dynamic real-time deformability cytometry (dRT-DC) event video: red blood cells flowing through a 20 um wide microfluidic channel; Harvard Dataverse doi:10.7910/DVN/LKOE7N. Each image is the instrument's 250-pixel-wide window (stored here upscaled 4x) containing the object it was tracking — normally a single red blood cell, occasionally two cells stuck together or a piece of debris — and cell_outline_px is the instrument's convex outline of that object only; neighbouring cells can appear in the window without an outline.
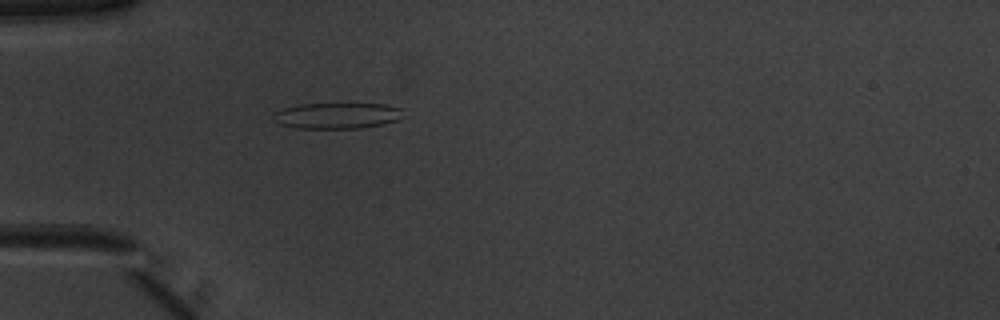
{"species": "common noctule bat (a hibernating species)", "species_latin": "Nyctalus noctula", "temperature_condition": "warm", "stored_images_in_passage": 52, "camera_frame_rate_fps": 3000, "um_per_image_px": 0.085, "animal": {"sex": "male", "body_mass_g": 20.1, "forearm_length_mm": 53.5}, "frame": {"image": 1, "passage_image": 16, "time_ms": 5.0, "image_size_px": [1000, 320], "cell_outline_px": [[404, 108], [396, 120], [384, 124], [360, 128], [296, 128], [280, 124], [272, 120], [272, 112], [284, 108], [300, 104], [384, 104]], "centroid_in_image_um": [28.59, 9.83], "position_along_channel_um": 56.4, "area_um2": 19.59}}
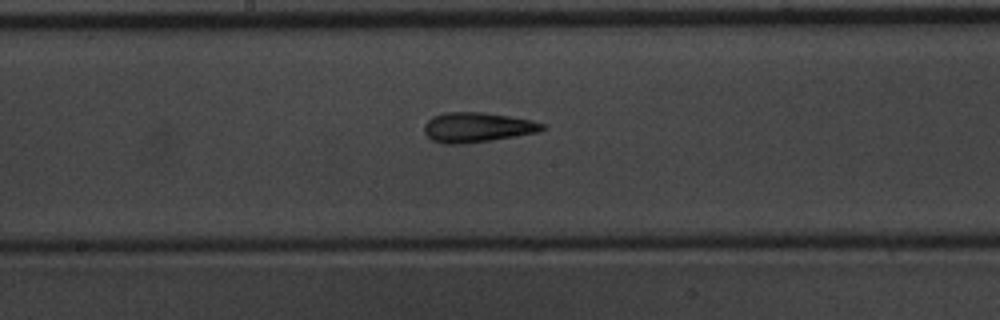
{"frame": {"image": 2, "passage_image": 28, "time_ms": 9.0, "image_size_px": [1000, 320], "cell_outline_px": [[544, 128], [540, 132], [492, 140], [464, 144], [444, 144], [432, 140], [424, 132], [424, 124], [432, 116], [444, 112], [480, 112], [508, 116], [532, 120], [544, 124]], "centroid_in_image_um": [40.54, 10.83], "position_along_channel_um": 207.7, "area_um2": 20.58}}
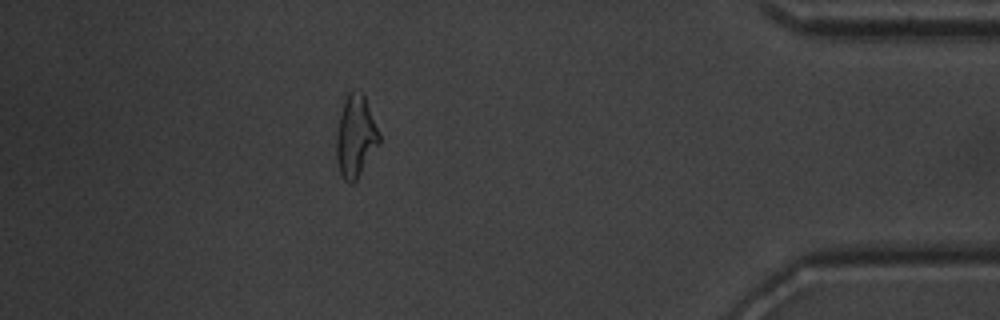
{"frame": {"image": 3, "passage_image": 46, "time_ms": 15.0, "image_size_px": [1000, 320], "cell_outline_px": [[380, 144], [356, 180], [352, 184], [348, 184], [340, 176], [336, 160], [336, 136], [340, 116], [344, 100], [348, 92], [352, 88], [364, 92], [380, 132]], "centroid_in_image_um": [30.24, 11.57], "position_along_channel_um": 405.0, "area_um2": 21.04}, "authors_computed_cell_mechanics": {"area_um2": 20.4612, "velocity_mm_per_s": 3.9655, "shape_relaxation_time_tau1_ms": 9.1946, "shape_relaxation_time_tau2_ms": 2.5083, "deformation_change_tau1": 0.2681, "deformation_change_tau2": 0.1304}}